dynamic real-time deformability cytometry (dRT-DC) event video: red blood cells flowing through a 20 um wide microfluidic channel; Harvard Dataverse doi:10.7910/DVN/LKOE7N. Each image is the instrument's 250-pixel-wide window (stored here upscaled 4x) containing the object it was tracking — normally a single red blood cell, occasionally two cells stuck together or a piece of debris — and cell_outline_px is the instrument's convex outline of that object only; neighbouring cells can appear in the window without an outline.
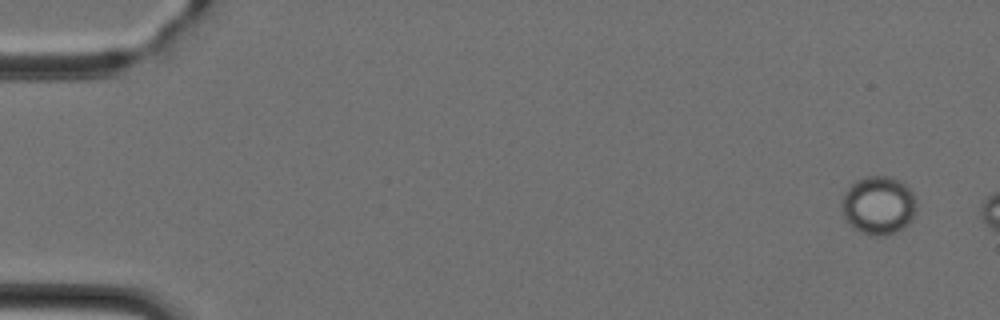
{"species": "Egyptian fruit bat (a non-hibernating species)", "species_latin": "Rousettus aegyptiacus", "temperature_condition": "cold", "stored_images_in_passage": 8, "camera_frame_rate_fps": 3000, "um_per_image_px": 0.085, "animal": {"sex": "female"}, "frame": {"image": 1, "passage_image": 3, "time_ms": 0.667, "image_size_px": [1000, 320], "cell_outline_px": [[916, 208], [912, 220], [908, 224], [896, 232], [880, 236], [868, 236], [852, 228], [844, 220], [840, 208], [840, 204], [844, 192], [856, 180], [864, 176], [888, 176], [900, 180], [912, 192], [916, 200]], "centroid_in_image_um": [74.63, 17.47], "position_along_channel_um": 10.4, "area_um2": 25.95}}